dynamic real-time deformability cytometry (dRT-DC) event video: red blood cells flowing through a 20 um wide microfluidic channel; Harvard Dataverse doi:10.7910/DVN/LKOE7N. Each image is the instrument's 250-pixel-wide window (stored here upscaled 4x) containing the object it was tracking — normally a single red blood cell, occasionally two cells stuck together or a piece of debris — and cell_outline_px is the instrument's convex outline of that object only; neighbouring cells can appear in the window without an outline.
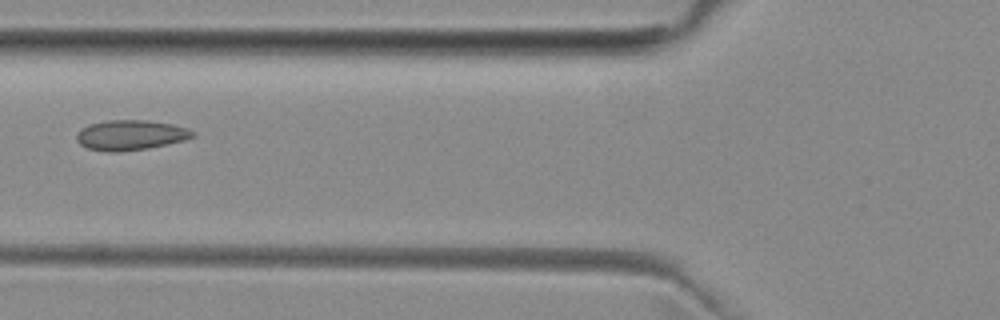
{"species": "common noctule bat (a hibernating species)", "species_latin": "Nyctalus noctula", "temperature_condition": "room temperature", "stored_images_in_passage": 2, "camera_frame_rate_fps": 3000, "um_per_image_px": 0.085, "animal": {"sex": "female", "body_mass_g": 29.2, "forearm_length_mm": 56.3}, "frame": {"image": 1, "passage_image": 2, "time_ms": 1.333, "image_size_px": [1000, 320], "cell_outline_px": [[196, 136], [184, 140], [148, 148], [116, 152], [108, 152], [88, 148], [80, 144], [76, 140], [76, 136], [80, 128], [88, 124], [108, 120], [148, 120], [172, 124], [188, 128], [196, 132]], "centroid_in_image_um": [11.1, 11.47], "position_along_channel_um": 114.7, "area_um2": 20.46}}